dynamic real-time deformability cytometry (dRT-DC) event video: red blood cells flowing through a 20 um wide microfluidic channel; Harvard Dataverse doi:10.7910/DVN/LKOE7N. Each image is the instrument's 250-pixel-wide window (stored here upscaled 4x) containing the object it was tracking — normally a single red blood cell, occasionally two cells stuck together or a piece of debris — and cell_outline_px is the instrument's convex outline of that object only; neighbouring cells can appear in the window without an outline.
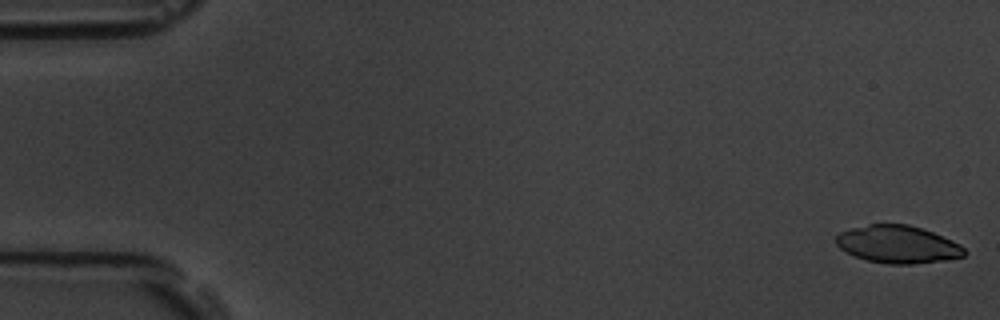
{"species": "common noctule bat (a hibernating species)", "species_latin": "Nyctalus noctula", "temperature_condition": "room temperature", "stored_images_in_passage": 5, "camera_frame_rate_fps": 3000, "um_per_image_px": 0.085, "animal": {"sex": "male", "body_mass_g": 19.5, "forearm_length_mm": 54.6}, "frame": {"image": 1, "passage_image": 1, "time_ms": 0.0, "image_size_px": [1000, 320], "cell_outline_px": [[968, 252], [964, 256], [944, 260], [912, 264], [888, 264], [868, 260], [856, 256], [840, 248], [836, 244], [836, 236], [840, 232], [852, 228], [868, 224], [908, 224], [932, 232], [952, 240], [960, 244]], "centroid_in_image_um": [76.33, 20.77], "position_along_channel_um": 8.7, "area_um2": 27.92}}